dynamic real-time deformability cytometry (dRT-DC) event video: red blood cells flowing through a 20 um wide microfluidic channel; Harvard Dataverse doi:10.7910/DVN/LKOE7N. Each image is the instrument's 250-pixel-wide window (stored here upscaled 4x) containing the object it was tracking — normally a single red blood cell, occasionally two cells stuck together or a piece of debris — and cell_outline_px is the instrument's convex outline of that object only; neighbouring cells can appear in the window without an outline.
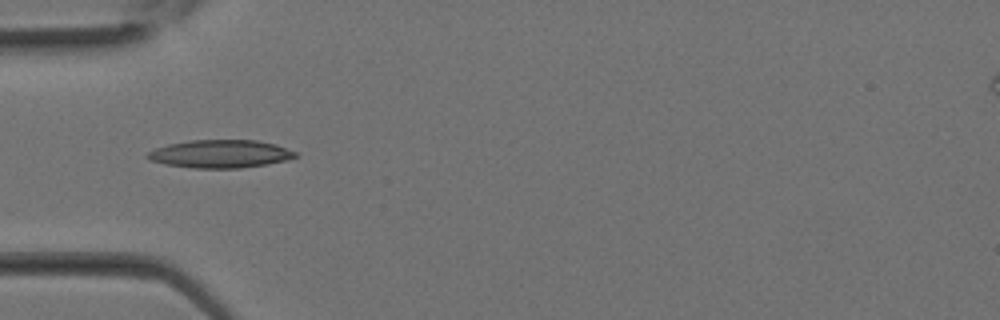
{"species": "Egyptian fruit bat (a non-hibernating species)", "species_latin": "Rousettus aegyptiacus", "temperature_condition": "room temperature", "stored_images_in_passage": 12, "camera_frame_rate_fps": 3000, "um_per_image_px": 0.085, "animal": {"sex": "female"}, "frame": {"image": 1, "passage_image": 1, "time_ms": 0.0, "image_size_px": [1000, 320], "cell_outline_px": [[300, 156], [288, 160], [240, 168], [192, 168], [164, 164], [148, 160], [144, 156], [148, 152], [156, 148], [168, 144], [188, 140], [256, 140], [276, 144], [296, 152]], "centroid_in_image_um": [18.7, 13.08], "position_along_channel_um": 66.3, "area_um2": 24.28}}
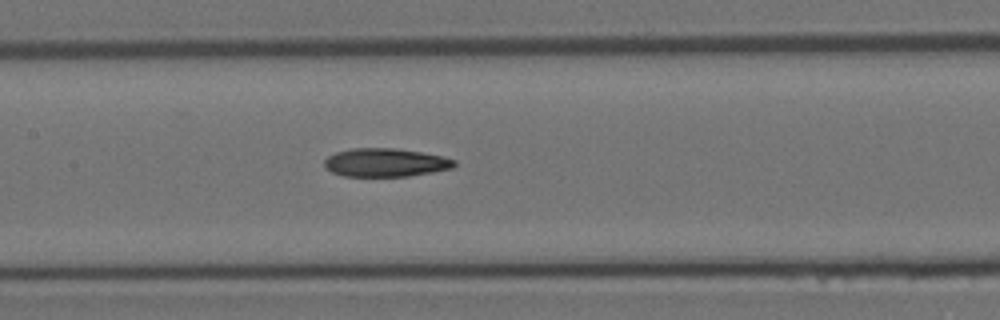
{"frame": {"image": 2, "passage_image": 6, "time_ms": 1.667, "image_size_px": [1000, 320], "cell_outline_px": [[456, 164], [452, 168], [432, 172], [408, 176], [344, 176], [332, 172], [324, 168], [324, 160], [328, 156], [336, 152], [352, 148], [396, 148], [444, 156], [456, 160]], "centroid_in_image_um": [32.75, 13.81], "position_along_channel_um": 174.6, "area_um2": 21.56}}
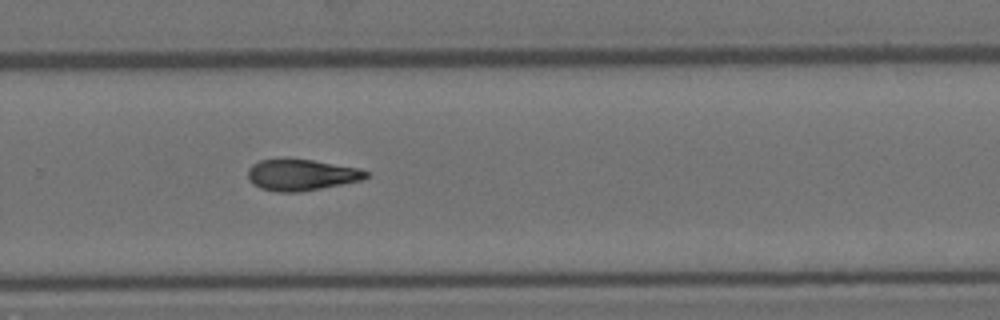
{"frame": {"image": 3, "passage_image": 12, "time_ms": 3.667, "image_size_px": [1000, 320], "cell_outline_px": [[368, 176], [360, 180], [300, 192], [276, 192], [260, 188], [252, 184], [248, 180], [248, 168], [252, 164], [260, 160], [280, 156], [312, 160], [360, 168], [368, 172]], "centroid_in_image_um": [25.53, 14.83], "position_along_channel_um": 304.3, "area_um2": 21.96}}